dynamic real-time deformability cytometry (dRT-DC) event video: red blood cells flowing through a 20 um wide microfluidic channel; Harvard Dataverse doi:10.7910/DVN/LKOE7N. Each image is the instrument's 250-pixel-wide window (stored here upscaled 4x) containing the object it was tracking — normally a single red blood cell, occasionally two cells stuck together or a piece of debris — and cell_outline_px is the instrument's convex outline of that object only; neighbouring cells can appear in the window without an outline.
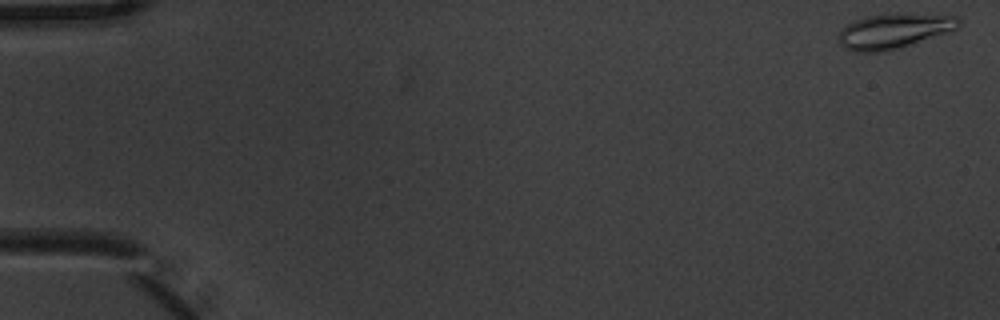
{"species": "common noctule bat (a hibernating species)", "species_latin": "Nyctalus noctula", "temperature_condition": "warm", "stored_images_in_passage": 5, "camera_frame_rate_fps": 3000, "um_per_image_px": 0.085, "animal": {"sex": "male", "body_mass_g": 20.1, "forearm_length_mm": 53.5}, "frame": {"image": 1, "passage_image": 1, "time_ms": 0.0, "image_size_px": [1000, 320], "cell_outline_px": [[960, 24], [956, 28], [948, 32], [884, 52], [848, 52], [840, 44], [836, 36], [840, 28], [852, 20], [864, 16], [896, 12], [900, 12], [960, 16]], "centroid_in_image_um": [75.9, 2.61], "position_along_channel_um": 9.1, "area_um2": 25.14}}